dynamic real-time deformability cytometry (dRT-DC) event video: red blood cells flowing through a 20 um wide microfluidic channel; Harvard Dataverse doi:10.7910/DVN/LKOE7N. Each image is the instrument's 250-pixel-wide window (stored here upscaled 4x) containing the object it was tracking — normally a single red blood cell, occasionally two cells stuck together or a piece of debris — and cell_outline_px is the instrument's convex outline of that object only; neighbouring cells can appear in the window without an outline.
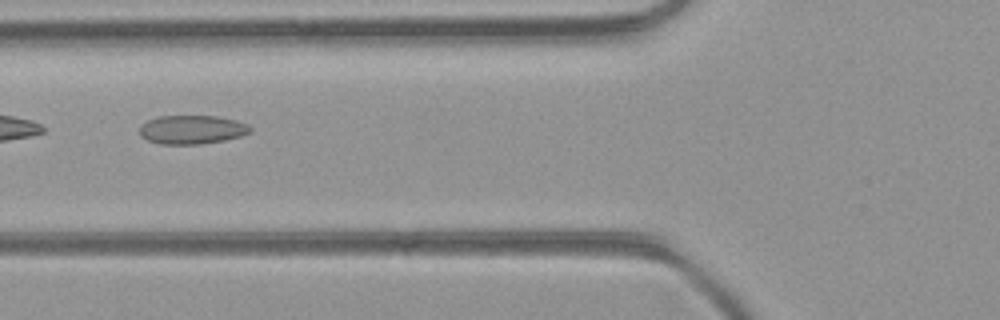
{"species": "common noctule bat (a hibernating species)", "species_latin": "Nyctalus noctula", "temperature_condition": "room temperature", "stored_images_in_passage": 4, "camera_frame_rate_fps": 3000, "um_per_image_px": 0.085, "animal": {"sex": "female", "body_mass_g": 21.9}, "frame": {"image": 1, "passage_image": 2, "time_ms": 0.333, "image_size_px": [1000, 320], "cell_outline_px": [[252, 128], [248, 132], [240, 136], [224, 140], [200, 144], [160, 144], [148, 140], [140, 136], [140, 124], [156, 116], [216, 116], [236, 120], [248, 124]], "centroid_in_image_um": [16.28, 11.01], "position_along_channel_um": 109.5, "area_um2": 18.55}}
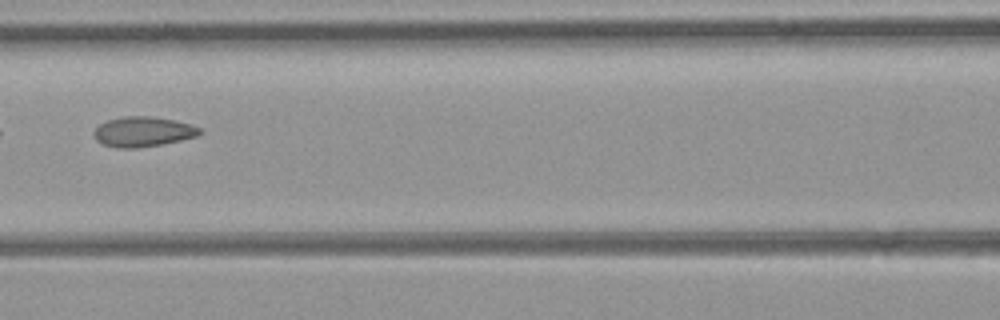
{"frame": {"image": 2, "passage_image": 3, "time_ms": 0.667, "image_size_px": [1000, 320], "cell_outline_px": [[200, 132], [196, 136], [180, 140], [160, 144], [132, 148], [120, 148], [104, 144], [96, 140], [92, 132], [100, 124], [108, 120], [124, 116], [148, 116], [176, 120], [200, 128]], "centroid_in_image_um": [12.11, 11.18], "position_along_channel_um": 154.5, "area_um2": 18.15}}
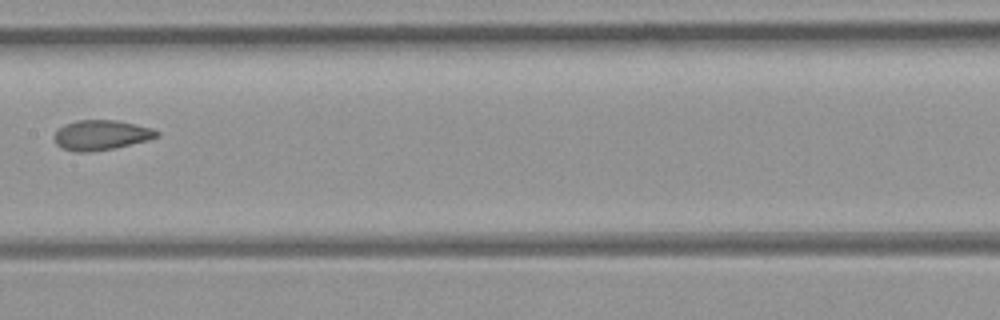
{"frame": {"image": 3, "passage_image": 4, "time_ms": 1.0, "image_size_px": [1000, 320], "cell_outline_px": [[160, 136], [148, 140], [112, 148], [88, 152], [72, 152], [60, 148], [56, 144], [52, 136], [64, 124], [76, 120], [116, 120], [152, 128], [160, 132]], "centroid_in_image_um": [8.56, 11.48], "position_along_channel_um": 198.8, "area_um2": 17.98}}